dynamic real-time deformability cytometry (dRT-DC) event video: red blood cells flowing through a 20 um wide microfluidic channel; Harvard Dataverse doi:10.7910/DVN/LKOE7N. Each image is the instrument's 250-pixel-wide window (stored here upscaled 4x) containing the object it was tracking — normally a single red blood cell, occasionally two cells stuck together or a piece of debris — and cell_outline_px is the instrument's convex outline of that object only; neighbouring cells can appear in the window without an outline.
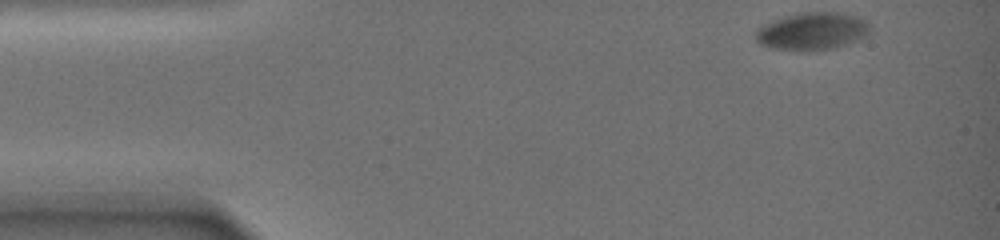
{"species": "common noctule bat (a hibernating species)", "species_latin": "Nyctalus noctula", "temperature_condition": "warm", "stored_images_in_passage": 55, "camera_frame_rate_fps": 3000, "um_per_image_px": 0.085, "animal": {"sex": "female", "body_mass_g": 19.0, "forearm_length_mm": 51.5}, "frame": {"image": 1, "passage_image": 1, "time_ms": 0.0, "image_size_px": [1000, 240], "cell_outline_px": [[872, 28], [868, 36], [860, 40], [836, 48], [772, 48], [760, 44], [756, 40], [756, 28], [772, 20], [784, 16], [800, 12], [840, 12], [860, 16], [868, 20]], "centroid_in_image_um": [69.14, 2.6], "position_along_channel_um": 15.9, "area_um2": 24.97}}
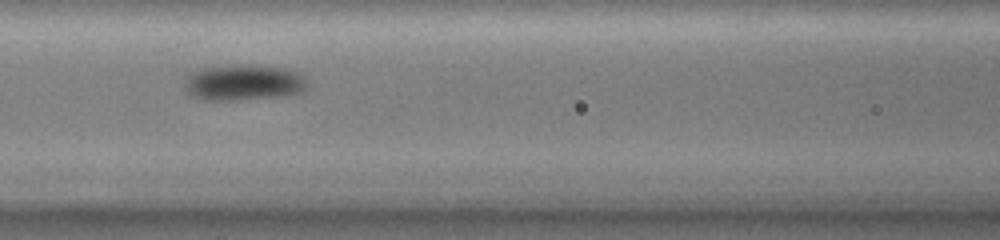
{"frame": {"image": 2, "passage_image": 24, "time_ms": 7.333, "image_size_px": [1000, 240], "cell_outline_px": [[308, 88], [300, 92], [288, 96], [236, 100], [204, 100], [188, 96], [184, 88], [184, 84], [188, 76], [192, 72], [200, 68], [280, 68], [296, 72], [304, 76], [308, 80]], "centroid_in_image_um": [20.7, 7.1], "position_along_channel_um": 145.9, "area_um2": 24.85}}
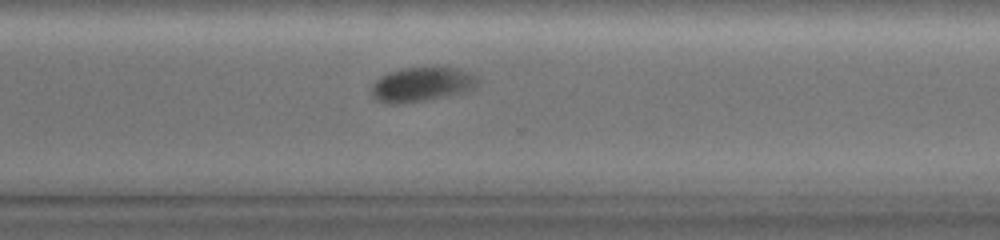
{"frame": {"image": 3, "passage_image": 42, "time_ms": 13.333, "image_size_px": [1000, 240], "cell_outline_px": [[476, 88], [468, 92], [448, 96], [424, 100], [396, 104], [392, 104], [376, 100], [372, 96], [372, 84], [380, 76], [388, 72], [404, 68], [456, 68], [476, 76]], "centroid_in_image_um": [35.83, 7.19], "position_along_channel_um": 334.8, "area_um2": 21.1}, "authors_computed_cell_mechanics": {"area_um2": 24.6228, "velocity_mm_per_s": 3.1489, "shape_relaxation_time_tau1_ms": 3.9512, "shape_relaxation_time_tau2_ms": null, "deformation_change_tau1": 0.0808, "deformation_change_tau2": null}}